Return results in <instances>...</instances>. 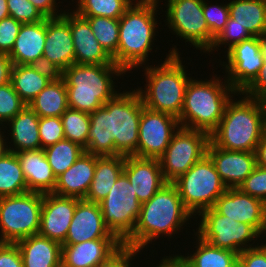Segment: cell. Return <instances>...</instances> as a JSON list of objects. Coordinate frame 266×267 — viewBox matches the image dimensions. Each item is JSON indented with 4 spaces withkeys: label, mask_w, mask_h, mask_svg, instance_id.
<instances>
[{
    "label": "cell",
    "mask_w": 266,
    "mask_h": 267,
    "mask_svg": "<svg viewBox=\"0 0 266 267\" xmlns=\"http://www.w3.org/2000/svg\"><path fill=\"white\" fill-rule=\"evenodd\" d=\"M132 90V91H131ZM118 92L90 114L85 152L97 156H136L142 98L137 90Z\"/></svg>",
    "instance_id": "1"
},
{
    "label": "cell",
    "mask_w": 266,
    "mask_h": 267,
    "mask_svg": "<svg viewBox=\"0 0 266 267\" xmlns=\"http://www.w3.org/2000/svg\"><path fill=\"white\" fill-rule=\"evenodd\" d=\"M192 217L184 207L177 187L166 183L149 201L142 203L133 233L123 245L143 252L153 240L165 235L173 238Z\"/></svg>",
    "instance_id": "2"
},
{
    "label": "cell",
    "mask_w": 266,
    "mask_h": 267,
    "mask_svg": "<svg viewBox=\"0 0 266 267\" xmlns=\"http://www.w3.org/2000/svg\"><path fill=\"white\" fill-rule=\"evenodd\" d=\"M238 95L240 99L232 97L226 105L219 126L210 135V140L222 149L255 152L266 129V103L242 92H238Z\"/></svg>",
    "instance_id": "3"
},
{
    "label": "cell",
    "mask_w": 266,
    "mask_h": 267,
    "mask_svg": "<svg viewBox=\"0 0 266 267\" xmlns=\"http://www.w3.org/2000/svg\"><path fill=\"white\" fill-rule=\"evenodd\" d=\"M178 48H170L161 65H145L143 67L146 83L145 90H136L147 109L164 112L179 117L184 105L185 90L189 77L188 70L182 65Z\"/></svg>",
    "instance_id": "4"
},
{
    "label": "cell",
    "mask_w": 266,
    "mask_h": 267,
    "mask_svg": "<svg viewBox=\"0 0 266 267\" xmlns=\"http://www.w3.org/2000/svg\"><path fill=\"white\" fill-rule=\"evenodd\" d=\"M204 81L191 78L185 90L184 105L178 117L180 127L200 130L211 135L219 126L226 105L238 92L226 77L214 74ZM233 94V95H232Z\"/></svg>",
    "instance_id": "5"
},
{
    "label": "cell",
    "mask_w": 266,
    "mask_h": 267,
    "mask_svg": "<svg viewBox=\"0 0 266 267\" xmlns=\"http://www.w3.org/2000/svg\"><path fill=\"white\" fill-rule=\"evenodd\" d=\"M158 7L156 4L133 3L119 19L118 49L112 59L126 73L150 61L148 56L153 52L155 36L159 33L156 31L159 28Z\"/></svg>",
    "instance_id": "6"
},
{
    "label": "cell",
    "mask_w": 266,
    "mask_h": 267,
    "mask_svg": "<svg viewBox=\"0 0 266 267\" xmlns=\"http://www.w3.org/2000/svg\"><path fill=\"white\" fill-rule=\"evenodd\" d=\"M125 73L116 64H72L62 74L69 108L93 113L118 94L113 80Z\"/></svg>",
    "instance_id": "7"
},
{
    "label": "cell",
    "mask_w": 266,
    "mask_h": 267,
    "mask_svg": "<svg viewBox=\"0 0 266 267\" xmlns=\"http://www.w3.org/2000/svg\"><path fill=\"white\" fill-rule=\"evenodd\" d=\"M173 184L178 189L184 207L194 216L213 208L218 197L227 190L207 154Z\"/></svg>",
    "instance_id": "8"
},
{
    "label": "cell",
    "mask_w": 266,
    "mask_h": 267,
    "mask_svg": "<svg viewBox=\"0 0 266 267\" xmlns=\"http://www.w3.org/2000/svg\"><path fill=\"white\" fill-rule=\"evenodd\" d=\"M43 194L26 192L0 198V243H16L38 234Z\"/></svg>",
    "instance_id": "9"
},
{
    "label": "cell",
    "mask_w": 266,
    "mask_h": 267,
    "mask_svg": "<svg viewBox=\"0 0 266 267\" xmlns=\"http://www.w3.org/2000/svg\"><path fill=\"white\" fill-rule=\"evenodd\" d=\"M198 215L201 220H199V226L194 235L196 234L211 246L239 254L243 250L260 244L256 241L262 235L249 224L234 221L225 215L219 214L214 208L205 209ZM252 240L253 243L250 244ZM255 242L257 245H254Z\"/></svg>",
    "instance_id": "10"
},
{
    "label": "cell",
    "mask_w": 266,
    "mask_h": 267,
    "mask_svg": "<svg viewBox=\"0 0 266 267\" xmlns=\"http://www.w3.org/2000/svg\"><path fill=\"white\" fill-rule=\"evenodd\" d=\"M99 205L104 224L123 243L133 233L142 206L124 172Z\"/></svg>",
    "instance_id": "11"
},
{
    "label": "cell",
    "mask_w": 266,
    "mask_h": 267,
    "mask_svg": "<svg viewBox=\"0 0 266 267\" xmlns=\"http://www.w3.org/2000/svg\"><path fill=\"white\" fill-rule=\"evenodd\" d=\"M210 135L200 130L180 127L166 151L158 158L163 177L173 183L207 154Z\"/></svg>",
    "instance_id": "12"
},
{
    "label": "cell",
    "mask_w": 266,
    "mask_h": 267,
    "mask_svg": "<svg viewBox=\"0 0 266 267\" xmlns=\"http://www.w3.org/2000/svg\"><path fill=\"white\" fill-rule=\"evenodd\" d=\"M165 24L180 40L194 49L207 53L210 49V30L203 13V0H167ZM167 22V23H166Z\"/></svg>",
    "instance_id": "13"
},
{
    "label": "cell",
    "mask_w": 266,
    "mask_h": 267,
    "mask_svg": "<svg viewBox=\"0 0 266 267\" xmlns=\"http://www.w3.org/2000/svg\"><path fill=\"white\" fill-rule=\"evenodd\" d=\"M226 52L227 61H220V65L224 68L226 79L231 87L237 92H242L263 67L264 56L260 38L251 37L233 45L224 53Z\"/></svg>",
    "instance_id": "14"
},
{
    "label": "cell",
    "mask_w": 266,
    "mask_h": 267,
    "mask_svg": "<svg viewBox=\"0 0 266 267\" xmlns=\"http://www.w3.org/2000/svg\"><path fill=\"white\" fill-rule=\"evenodd\" d=\"M179 128L177 117L144 107L139 123L137 157L158 159Z\"/></svg>",
    "instance_id": "15"
},
{
    "label": "cell",
    "mask_w": 266,
    "mask_h": 267,
    "mask_svg": "<svg viewBox=\"0 0 266 267\" xmlns=\"http://www.w3.org/2000/svg\"><path fill=\"white\" fill-rule=\"evenodd\" d=\"M213 208L234 221L253 226L261 235L266 226V204L239 188H227Z\"/></svg>",
    "instance_id": "16"
},
{
    "label": "cell",
    "mask_w": 266,
    "mask_h": 267,
    "mask_svg": "<svg viewBox=\"0 0 266 267\" xmlns=\"http://www.w3.org/2000/svg\"><path fill=\"white\" fill-rule=\"evenodd\" d=\"M78 198L43 194L40 229L38 234L61 245L65 242L69 226L75 213Z\"/></svg>",
    "instance_id": "17"
},
{
    "label": "cell",
    "mask_w": 266,
    "mask_h": 267,
    "mask_svg": "<svg viewBox=\"0 0 266 267\" xmlns=\"http://www.w3.org/2000/svg\"><path fill=\"white\" fill-rule=\"evenodd\" d=\"M207 155L227 188H238L257 166L255 152L222 149L211 140Z\"/></svg>",
    "instance_id": "18"
},
{
    "label": "cell",
    "mask_w": 266,
    "mask_h": 267,
    "mask_svg": "<svg viewBox=\"0 0 266 267\" xmlns=\"http://www.w3.org/2000/svg\"><path fill=\"white\" fill-rule=\"evenodd\" d=\"M99 238L117 237L104 224L98 203L78 199L65 242L62 245H73Z\"/></svg>",
    "instance_id": "19"
},
{
    "label": "cell",
    "mask_w": 266,
    "mask_h": 267,
    "mask_svg": "<svg viewBox=\"0 0 266 267\" xmlns=\"http://www.w3.org/2000/svg\"><path fill=\"white\" fill-rule=\"evenodd\" d=\"M43 56L62 71L75 64L74 44L70 29V12L46 18V40Z\"/></svg>",
    "instance_id": "20"
},
{
    "label": "cell",
    "mask_w": 266,
    "mask_h": 267,
    "mask_svg": "<svg viewBox=\"0 0 266 267\" xmlns=\"http://www.w3.org/2000/svg\"><path fill=\"white\" fill-rule=\"evenodd\" d=\"M123 172L141 204L149 201L167 183L157 158L125 156Z\"/></svg>",
    "instance_id": "21"
},
{
    "label": "cell",
    "mask_w": 266,
    "mask_h": 267,
    "mask_svg": "<svg viewBox=\"0 0 266 267\" xmlns=\"http://www.w3.org/2000/svg\"><path fill=\"white\" fill-rule=\"evenodd\" d=\"M122 246L123 243L118 238H99L73 245H62L61 267L100 265Z\"/></svg>",
    "instance_id": "22"
},
{
    "label": "cell",
    "mask_w": 266,
    "mask_h": 267,
    "mask_svg": "<svg viewBox=\"0 0 266 267\" xmlns=\"http://www.w3.org/2000/svg\"><path fill=\"white\" fill-rule=\"evenodd\" d=\"M70 29L77 64H115L112 57L95 38L89 22L76 12H70Z\"/></svg>",
    "instance_id": "23"
},
{
    "label": "cell",
    "mask_w": 266,
    "mask_h": 267,
    "mask_svg": "<svg viewBox=\"0 0 266 267\" xmlns=\"http://www.w3.org/2000/svg\"><path fill=\"white\" fill-rule=\"evenodd\" d=\"M96 168V155L84 152L71 167L56 177L53 193L85 199Z\"/></svg>",
    "instance_id": "24"
},
{
    "label": "cell",
    "mask_w": 266,
    "mask_h": 267,
    "mask_svg": "<svg viewBox=\"0 0 266 267\" xmlns=\"http://www.w3.org/2000/svg\"><path fill=\"white\" fill-rule=\"evenodd\" d=\"M28 191L37 193H53L56 176L46 158L43 149L24 150L16 153Z\"/></svg>",
    "instance_id": "25"
},
{
    "label": "cell",
    "mask_w": 266,
    "mask_h": 267,
    "mask_svg": "<svg viewBox=\"0 0 266 267\" xmlns=\"http://www.w3.org/2000/svg\"><path fill=\"white\" fill-rule=\"evenodd\" d=\"M46 40V19L36 23L22 24L8 55L13 65H29L43 56Z\"/></svg>",
    "instance_id": "26"
},
{
    "label": "cell",
    "mask_w": 266,
    "mask_h": 267,
    "mask_svg": "<svg viewBox=\"0 0 266 267\" xmlns=\"http://www.w3.org/2000/svg\"><path fill=\"white\" fill-rule=\"evenodd\" d=\"M23 267H61L62 245L35 234L16 242Z\"/></svg>",
    "instance_id": "27"
},
{
    "label": "cell",
    "mask_w": 266,
    "mask_h": 267,
    "mask_svg": "<svg viewBox=\"0 0 266 267\" xmlns=\"http://www.w3.org/2000/svg\"><path fill=\"white\" fill-rule=\"evenodd\" d=\"M39 119L40 117L26 106L7 123V126L9 125L10 129L7 131V134H9L11 138V141H8V143H12L11 145H8L9 151L18 153L24 150L41 149L38 130Z\"/></svg>",
    "instance_id": "28"
},
{
    "label": "cell",
    "mask_w": 266,
    "mask_h": 267,
    "mask_svg": "<svg viewBox=\"0 0 266 267\" xmlns=\"http://www.w3.org/2000/svg\"><path fill=\"white\" fill-rule=\"evenodd\" d=\"M228 6L227 24L245 27L253 37L266 33V0H232Z\"/></svg>",
    "instance_id": "29"
},
{
    "label": "cell",
    "mask_w": 266,
    "mask_h": 267,
    "mask_svg": "<svg viewBox=\"0 0 266 267\" xmlns=\"http://www.w3.org/2000/svg\"><path fill=\"white\" fill-rule=\"evenodd\" d=\"M125 156H97L93 180L85 200L100 203L108 194L124 169Z\"/></svg>",
    "instance_id": "30"
},
{
    "label": "cell",
    "mask_w": 266,
    "mask_h": 267,
    "mask_svg": "<svg viewBox=\"0 0 266 267\" xmlns=\"http://www.w3.org/2000/svg\"><path fill=\"white\" fill-rule=\"evenodd\" d=\"M27 106L39 117H61L69 108L65 80L50 82Z\"/></svg>",
    "instance_id": "31"
},
{
    "label": "cell",
    "mask_w": 266,
    "mask_h": 267,
    "mask_svg": "<svg viewBox=\"0 0 266 267\" xmlns=\"http://www.w3.org/2000/svg\"><path fill=\"white\" fill-rule=\"evenodd\" d=\"M195 251L193 254L189 252L182 258L190 265V267H231L238 259V254L219 247L211 246L208 242L203 241L197 236Z\"/></svg>",
    "instance_id": "32"
},
{
    "label": "cell",
    "mask_w": 266,
    "mask_h": 267,
    "mask_svg": "<svg viewBox=\"0 0 266 267\" xmlns=\"http://www.w3.org/2000/svg\"><path fill=\"white\" fill-rule=\"evenodd\" d=\"M10 82L19 97L28 105L51 81L29 65H13Z\"/></svg>",
    "instance_id": "33"
},
{
    "label": "cell",
    "mask_w": 266,
    "mask_h": 267,
    "mask_svg": "<svg viewBox=\"0 0 266 267\" xmlns=\"http://www.w3.org/2000/svg\"><path fill=\"white\" fill-rule=\"evenodd\" d=\"M28 192L16 153L9 151L0 158V198Z\"/></svg>",
    "instance_id": "34"
},
{
    "label": "cell",
    "mask_w": 266,
    "mask_h": 267,
    "mask_svg": "<svg viewBox=\"0 0 266 267\" xmlns=\"http://www.w3.org/2000/svg\"><path fill=\"white\" fill-rule=\"evenodd\" d=\"M53 174L58 177L85 152L78 143L63 139L43 149Z\"/></svg>",
    "instance_id": "35"
},
{
    "label": "cell",
    "mask_w": 266,
    "mask_h": 267,
    "mask_svg": "<svg viewBox=\"0 0 266 267\" xmlns=\"http://www.w3.org/2000/svg\"><path fill=\"white\" fill-rule=\"evenodd\" d=\"M134 1V2H133ZM73 10L79 16H100L120 19L136 0H77Z\"/></svg>",
    "instance_id": "36"
},
{
    "label": "cell",
    "mask_w": 266,
    "mask_h": 267,
    "mask_svg": "<svg viewBox=\"0 0 266 267\" xmlns=\"http://www.w3.org/2000/svg\"><path fill=\"white\" fill-rule=\"evenodd\" d=\"M85 18L95 35V38L113 57L117 53L119 42V19H112L100 16H81Z\"/></svg>",
    "instance_id": "37"
},
{
    "label": "cell",
    "mask_w": 266,
    "mask_h": 267,
    "mask_svg": "<svg viewBox=\"0 0 266 267\" xmlns=\"http://www.w3.org/2000/svg\"><path fill=\"white\" fill-rule=\"evenodd\" d=\"M65 139L87 147V138L90 129V114L68 108L61 115Z\"/></svg>",
    "instance_id": "38"
},
{
    "label": "cell",
    "mask_w": 266,
    "mask_h": 267,
    "mask_svg": "<svg viewBox=\"0 0 266 267\" xmlns=\"http://www.w3.org/2000/svg\"><path fill=\"white\" fill-rule=\"evenodd\" d=\"M26 106L27 104L19 97L11 82L0 86V126H5Z\"/></svg>",
    "instance_id": "39"
},
{
    "label": "cell",
    "mask_w": 266,
    "mask_h": 267,
    "mask_svg": "<svg viewBox=\"0 0 266 267\" xmlns=\"http://www.w3.org/2000/svg\"><path fill=\"white\" fill-rule=\"evenodd\" d=\"M210 5L203 0V13L207 22L208 29L210 30V48L214 42V39L224 29L229 18V6L225 2L222 4L216 3V5ZM218 4V5H217Z\"/></svg>",
    "instance_id": "40"
},
{
    "label": "cell",
    "mask_w": 266,
    "mask_h": 267,
    "mask_svg": "<svg viewBox=\"0 0 266 267\" xmlns=\"http://www.w3.org/2000/svg\"><path fill=\"white\" fill-rule=\"evenodd\" d=\"M7 6L9 15L22 24L46 19L29 0H7Z\"/></svg>",
    "instance_id": "41"
},
{
    "label": "cell",
    "mask_w": 266,
    "mask_h": 267,
    "mask_svg": "<svg viewBox=\"0 0 266 267\" xmlns=\"http://www.w3.org/2000/svg\"><path fill=\"white\" fill-rule=\"evenodd\" d=\"M38 130L41 149L65 139L61 117H40Z\"/></svg>",
    "instance_id": "42"
},
{
    "label": "cell",
    "mask_w": 266,
    "mask_h": 267,
    "mask_svg": "<svg viewBox=\"0 0 266 267\" xmlns=\"http://www.w3.org/2000/svg\"><path fill=\"white\" fill-rule=\"evenodd\" d=\"M253 37L245 27H241L238 24H226L224 29L214 39V42L207 53L213 54L212 51H217L220 45H225L226 51L233 45L240 43L244 40Z\"/></svg>",
    "instance_id": "43"
},
{
    "label": "cell",
    "mask_w": 266,
    "mask_h": 267,
    "mask_svg": "<svg viewBox=\"0 0 266 267\" xmlns=\"http://www.w3.org/2000/svg\"><path fill=\"white\" fill-rule=\"evenodd\" d=\"M238 188L266 204V169L256 166Z\"/></svg>",
    "instance_id": "44"
},
{
    "label": "cell",
    "mask_w": 266,
    "mask_h": 267,
    "mask_svg": "<svg viewBox=\"0 0 266 267\" xmlns=\"http://www.w3.org/2000/svg\"><path fill=\"white\" fill-rule=\"evenodd\" d=\"M264 56L263 67L255 79L242 91V94L266 103V33L260 37Z\"/></svg>",
    "instance_id": "45"
},
{
    "label": "cell",
    "mask_w": 266,
    "mask_h": 267,
    "mask_svg": "<svg viewBox=\"0 0 266 267\" xmlns=\"http://www.w3.org/2000/svg\"><path fill=\"white\" fill-rule=\"evenodd\" d=\"M22 23L8 16L0 21V53L9 55Z\"/></svg>",
    "instance_id": "46"
},
{
    "label": "cell",
    "mask_w": 266,
    "mask_h": 267,
    "mask_svg": "<svg viewBox=\"0 0 266 267\" xmlns=\"http://www.w3.org/2000/svg\"><path fill=\"white\" fill-rule=\"evenodd\" d=\"M238 260L243 267H266V247L260 245L243 250L238 254Z\"/></svg>",
    "instance_id": "47"
},
{
    "label": "cell",
    "mask_w": 266,
    "mask_h": 267,
    "mask_svg": "<svg viewBox=\"0 0 266 267\" xmlns=\"http://www.w3.org/2000/svg\"><path fill=\"white\" fill-rule=\"evenodd\" d=\"M132 247L123 245L115 254L107 261L102 262L99 267H131L132 260L140 253Z\"/></svg>",
    "instance_id": "48"
},
{
    "label": "cell",
    "mask_w": 266,
    "mask_h": 267,
    "mask_svg": "<svg viewBox=\"0 0 266 267\" xmlns=\"http://www.w3.org/2000/svg\"><path fill=\"white\" fill-rule=\"evenodd\" d=\"M0 267H23L20 249L16 243H0Z\"/></svg>",
    "instance_id": "49"
},
{
    "label": "cell",
    "mask_w": 266,
    "mask_h": 267,
    "mask_svg": "<svg viewBox=\"0 0 266 267\" xmlns=\"http://www.w3.org/2000/svg\"><path fill=\"white\" fill-rule=\"evenodd\" d=\"M29 66L51 82L58 81L62 78L63 71L44 56L31 62Z\"/></svg>",
    "instance_id": "50"
},
{
    "label": "cell",
    "mask_w": 266,
    "mask_h": 267,
    "mask_svg": "<svg viewBox=\"0 0 266 267\" xmlns=\"http://www.w3.org/2000/svg\"><path fill=\"white\" fill-rule=\"evenodd\" d=\"M29 1L43 14L45 18L58 17L64 14L63 11L57 8L58 7V3H56L57 0H29Z\"/></svg>",
    "instance_id": "51"
},
{
    "label": "cell",
    "mask_w": 266,
    "mask_h": 267,
    "mask_svg": "<svg viewBox=\"0 0 266 267\" xmlns=\"http://www.w3.org/2000/svg\"><path fill=\"white\" fill-rule=\"evenodd\" d=\"M12 61L7 54L0 53V86L10 82Z\"/></svg>",
    "instance_id": "52"
},
{
    "label": "cell",
    "mask_w": 266,
    "mask_h": 267,
    "mask_svg": "<svg viewBox=\"0 0 266 267\" xmlns=\"http://www.w3.org/2000/svg\"><path fill=\"white\" fill-rule=\"evenodd\" d=\"M257 166L266 169V129L255 149Z\"/></svg>",
    "instance_id": "53"
},
{
    "label": "cell",
    "mask_w": 266,
    "mask_h": 267,
    "mask_svg": "<svg viewBox=\"0 0 266 267\" xmlns=\"http://www.w3.org/2000/svg\"><path fill=\"white\" fill-rule=\"evenodd\" d=\"M168 267H190V265L182 258L180 254L168 257Z\"/></svg>",
    "instance_id": "54"
},
{
    "label": "cell",
    "mask_w": 266,
    "mask_h": 267,
    "mask_svg": "<svg viewBox=\"0 0 266 267\" xmlns=\"http://www.w3.org/2000/svg\"><path fill=\"white\" fill-rule=\"evenodd\" d=\"M3 128H4L3 126L0 127V158L9 152L8 142H6L7 139L5 138L6 135L4 134V133H6V131H5L6 129H3ZM1 130H3V132Z\"/></svg>",
    "instance_id": "55"
},
{
    "label": "cell",
    "mask_w": 266,
    "mask_h": 267,
    "mask_svg": "<svg viewBox=\"0 0 266 267\" xmlns=\"http://www.w3.org/2000/svg\"><path fill=\"white\" fill-rule=\"evenodd\" d=\"M10 16L8 12L7 0H0V21Z\"/></svg>",
    "instance_id": "56"
},
{
    "label": "cell",
    "mask_w": 266,
    "mask_h": 267,
    "mask_svg": "<svg viewBox=\"0 0 266 267\" xmlns=\"http://www.w3.org/2000/svg\"><path fill=\"white\" fill-rule=\"evenodd\" d=\"M160 263L156 266L154 265L155 267H168V256H164L162 257V260L159 261ZM153 266V267H154ZM152 267V266H151Z\"/></svg>",
    "instance_id": "57"
},
{
    "label": "cell",
    "mask_w": 266,
    "mask_h": 267,
    "mask_svg": "<svg viewBox=\"0 0 266 267\" xmlns=\"http://www.w3.org/2000/svg\"><path fill=\"white\" fill-rule=\"evenodd\" d=\"M160 0H136V3H140V4H156L158 5V3Z\"/></svg>",
    "instance_id": "58"
},
{
    "label": "cell",
    "mask_w": 266,
    "mask_h": 267,
    "mask_svg": "<svg viewBox=\"0 0 266 267\" xmlns=\"http://www.w3.org/2000/svg\"><path fill=\"white\" fill-rule=\"evenodd\" d=\"M231 267H243L241 262L237 259Z\"/></svg>",
    "instance_id": "59"
},
{
    "label": "cell",
    "mask_w": 266,
    "mask_h": 267,
    "mask_svg": "<svg viewBox=\"0 0 266 267\" xmlns=\"http://www.w3.org/2000/svg\"><path fill=\"white\" fill-rule=\"evenodd\" d=\"M263 234H264V235H263ZM265 236H266V226H265V228H264V231H263V233H262V237H261V238L264 239ZM261 242H266V238L264 239V241L261 240ZM263 245L266 247V243H264Z\"/></svg>",
    "instance_id": "60"
}]
</instances>
